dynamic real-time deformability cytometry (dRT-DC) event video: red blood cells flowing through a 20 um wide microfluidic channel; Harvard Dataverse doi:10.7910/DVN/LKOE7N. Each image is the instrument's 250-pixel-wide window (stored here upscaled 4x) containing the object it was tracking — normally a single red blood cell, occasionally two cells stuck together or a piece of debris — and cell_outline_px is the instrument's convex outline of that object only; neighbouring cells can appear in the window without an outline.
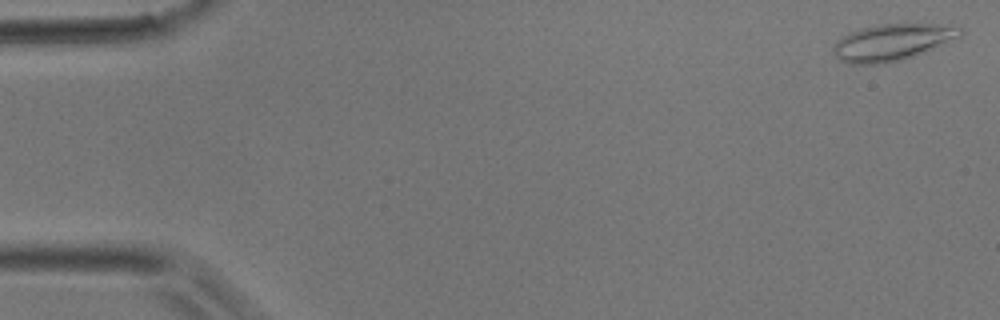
{"species": "common noctule bat (a hibernating species)", "species_latin": "Nyctalus noctula", "temperature_condition": "room temperature", "stored_images_in_passage": 3, "camera_frame_rate_fps": 3000, "um_per_image_px": 0.085, "animal": {"sex": "male", "body_mass_g": 17.9}, "frame": {"image": 1, "passage_image": 1, "time_ms": 0.0, "image_size_px": [1000, 320], "cell_outline_px": [[964, 32], [960, 36], [924, 52], [900, 60], [880, 64], [852, 64], [840, 60], [832, 52], [832, 48], [836, 40], [852, 32], [876, 24], [904, 20], [936, 24], [960, 28]], "centroid_in_image_um": [75.82, 3.54], "position_along_channel_um": 9.2, "area_um2": 27.46}}